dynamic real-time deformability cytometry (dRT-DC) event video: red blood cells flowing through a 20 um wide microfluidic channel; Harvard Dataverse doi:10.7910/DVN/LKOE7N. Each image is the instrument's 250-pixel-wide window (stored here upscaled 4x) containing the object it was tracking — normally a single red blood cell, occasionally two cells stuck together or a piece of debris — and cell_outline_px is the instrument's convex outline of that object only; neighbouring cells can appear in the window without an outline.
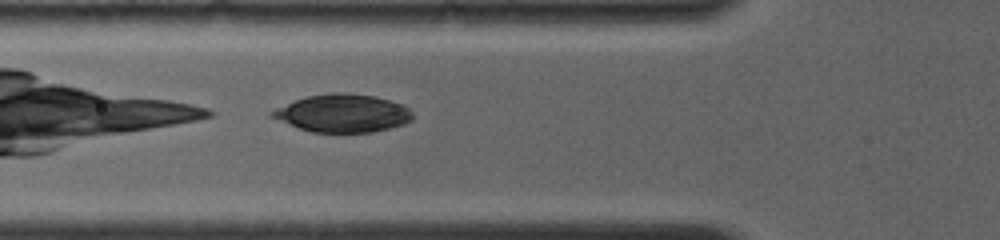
{"species": "common noctule bat (a hibernating species)", "species_latin": "Nyctalus noctula", "temperature_condition": "room temperature", "stored_images_in_passage": 12, "camera_frame_rate_fps": 4000, "um_per_image_px": 0.085, "animal": {"sex": "female", "body_mass_g": 19.0, "forearm_length_mm": 56.7}, "frame": {"image": 1, "passage_image": 3, "time_ms": 0.75, "image_size_px": [1000, 240], "cell_outline_px": [[412, 120], [404, 124], [372, 132], [312, 132], [300, 128], [268, 116], [268, 112], [276, 108], [296, 100], [308, 96], [332, 92], [340, 92], [376, 96], [404, 104], [412, 112]], "centroid_in_image_um": [29.14, 9.62], "position_along_channel_um": 96.7, "area_um2": 30.92}}
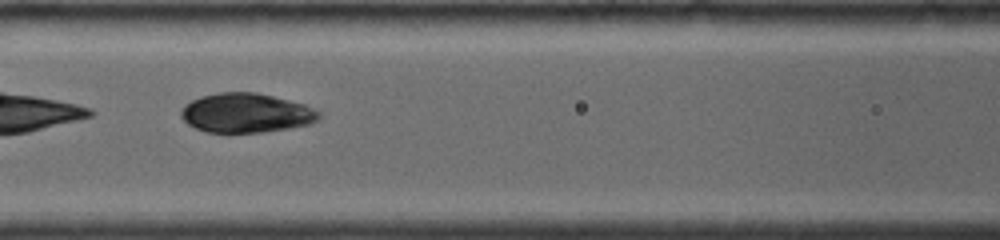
{"frame": {"image": 2, "passage_image": 6, "time_ms": 2.0, "image_size_px": [1000, 240], "cell_outline_px": [[320, 120], [308, 124], [288, 128], [260, 132], [208, 132], [196, 128], [188, 124], [180, 116], [180, 112], [184, 104], [200, 96], [220, 92], [256, 92], [304, 104], [316, 108], [320, 112]], "centroid_in_image_um": [20.92, 9.59], "position_along_channel_um": 145.7, "area_um2": 31.62}}